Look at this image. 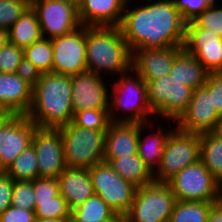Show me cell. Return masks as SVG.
I'll list each match as a JSON object with an SVG mask.
<instances>
[{"label": "cell", "instance_id": "5", "mask_svg": "<svg viewBox=\"0 0 222 222\" xmlns=\"http://www.w3.org/2000/svg\"><path fill=\"white\" fill-rule=\"evenodd\" d=\"M67 167L89 169L104 161L107 130L80 128L72 122L58 128Z\"/></svg>", "mask_w": 222, "mask_h": 222}, {"label": "cell", "instance_id": "23", "mask_svg": "<svg viewBox=\"0 0 222 222\" xmlns=\"http://www.w3.org/2000/svg\"><path fill=\"white\" fill-rule=\"evenodd\" d=\"M57 180L60 194L71 210L95 194L88 169L66 167Z\"/></svg>", "mask_w": 222, "mask_h": 222}, {"label": "cell", "instance_id": "7", "mask_svg": "<svg viewBox=\"0 0 222 222\" xmlns=\"http://www.w3.org/2000/svg\"><path fill=\"white\" fill-rule=\"evenodd\" d=\"M146 83L147 101L156 118L177 121L190 104L194 89L165 75Z\"/></svg>", "mask_w": 222, "mask_h": 222}, {"label": "cell", "instance_id": "32", "mask_svg": "<svg viewBox=\"0 0 222 222\" xmlns=\"http://www.w3.org/2000/svg\"><path fill=\"white\" fill-rule=\"evenodd\" d=\"M72 123L80 128L107 130L110 123L109 110L86 109L73 115Z\"/></svg>", "mask_w": 222, "mask_h": 222}, {"label": "cell", "instance_id": "40", "mask_svg": "<svg viewBox=\"0 0 222 222\" xmlns=\"http://www.w3.org/2000/svg\"><path fill=\"white\" fill-rule=\"evenodd\" d=\"M204 87L212 94L213 107L222 115V72L210 73Z\"/></svg>", "mask_w": 222, "mask_h": 222}, {"label": "cell", "instance_id": "36", "mask_svg": "<svg viewBox=\"0 0 222 222\" xmlns=\"http://www.w3.org/2000/svg\"><path fill=\"white\" fill-rule=\"evenodd\" d=\"M34 195L33 181H14L11 206L19 209L35 210Z\"/></svg>", "mask_w": 222, "mask_h": 222}, {"label": "cell", "instance_id": "8", "mask_svg": "<svg viewBox=\"0 0 222 222\" xmlns=\"http://www.w3.org/2000/svg\"><path fill=\"white\" fill-rule=\"evenodd\" d=\"M200 137L177 127L169 134L161 162L153 173L154 181L167 183L183 168L199 160Z\"/></svg>", "mask_w": 222, "mask_h": 222}, {"label": "cell", "instance_id": "33", "mask_svg": "<svg viewBox=\"0 0 222 222\" xmlns=\"http://www.w3.org/2000/svg\"><path fill=\"white\" fill-rule=\"evenodd\" d=\"M21 71H26L23 49L8 41L0 49V73L15 74Z\"/></svg>", "mask_w": 222, "mask_h": 222}, {"label": "cell", "instance_id": "18", "mask_svg": "<svg viewBox=\"0 0 222 222\" xmlns=\"http://www.w3.org/2000/svg\"><path fill=\"white\" fill-rule=\"evenodd\" d=\"M34 76L27 71L0 73V105L12 115H27L32 103Z\"/></svg>", "mask_w": 222, "mask_h": 222}, {"label": "cell", "instance_id": "1", "mask_svg": "<svg viewBox=\"0 0 222 222\" xmlns=\"http://www.w3.org/2000/svg\"><path fill=\"white\" fill-rule=\"evenodd\" d=\"M150 1L138 6L126 2L119 28L130 51L184 46L186 22L173 0Z\"/></svg>", "mask_w": 222, "mask_h": 222}, {"label": "cell", "instance_id": "3", "mask_svg": "<svg viewBox=\"0 0 222 222\" xmlns=\"http://www.w3.org/2000/svg\"><path fill=\"white\" fill-rule=\"evenodd\" d=\"M131 61L132 52L119 27L86 26L87 71L116 78L131 69Z\"/></svg>", "mask_w": 222, "mask_h": 222}, {"label": "cell", "instance_id": "15", "mask_svg": "<svg viewBox=\"0 0 222 222\" xmlns=\"http://www.w3.org/2000/svg\"><path fill=\"white\" fill-rule=\"evenodd\" d=\"M105 78L89 71L71 76L74 113L86 109L109 110L110 84H106Z\"/></svg>", "mask_w": 222, "mask_h": 222}, {"label": "cell", "instance_id": "49", "mask_svg": "<svg viewBox=\"0 0 222 222\" xmlns=\"http://www.w3.org/2000/svg\"><path fill=\"white\" fill-rule=\"evenodd\" d=\"M209 6L212 4H217L219 3L217 0H204Z\"/></svg>", "mask_w": 222, "mask_h": 222}, {"label": "cell", "instance_id": "46", "mask_svg": "<svg viewBox=\"0 0 222 222\" xmlns=\"http://www.w3.org/2000/svg\"><path fill=\"white\" fill-rule=\"evenodd\" d=\"M214 132L222 137V115L219 116Z\"/></svg>", "mask_w": 222, "mask_h": 222}, {"label": "cell", "instance_id": "51", "mask_svg": "<svg viewBox=\"0 0 222 222\" xmlns=\"http://www.w3.org/2000/svg\"><path fill=\"white\" fill-rule=\"evenodd\" d=\"M0 113H10V112H8L7 110H4L0 105Z\"/></svg>", "mask_w": 222, "mask_h": 222}, {"label": "cell", "instance_id": "16", "mask_svg": "<svg viewBox=\"0 0 222 222\" xmlns=\"http://www.w3.org/2000/svg\"><path fill=\"white\" fill-rule=\"evenodd\" d=\"M219 116L213 107L212 94L204 86L198 87L186 111L176 121V127L187 133L214 131Z\"/></svg>", "mask_w": 222, "mask_h": 222}, {"label": "cell", "instance_id": "6", "mask_svg": "<svg viewBox=\"0 0 222 222\" xmlns=\"http://www.w3.org/2000/svg\"><path fill=\"white\" fill-rule=\"evenodd\" d=\"M175 202L168 183L153 181L137 187L123 222H169Z\"/></svg>", "mask_w": 222, "mask_h": 222}, {"label": "cell", "instance_id": "26", "mask_svg": "<svg viewBox=\"0 0 222 222\" xmlns=\"http://www.w3.org/2000/svg\"><path fill=\"white\" fill-rule=\"evenodd\" d=\"M104 162L109 163L114 171L137 187H142L154 181L153 173L138 154L104 160Z\"/></svg>", "mask_w": 222, "mask_h": 222}, {"label": "cell", "instance_id": "2", "mask_svg": "<svg viewBox=\"0 0 222 222\" xmlns=\"http://www.w3.org/2000/svg\"><path fill=\"white\" fill-rule=\"evenodd\" d=\"M71 76L53 72L33 78L32 103L27 117L37 127L58 129L72 122Z\"/></svg>", "mask_w": 222, "mask_h": 222}, {"label": "cell", "instance_id": "48", "mask_svg": "<svg viewBox=\"0 0 222 222\" xmlns=\"http://www.w3.org/2000/svg\"><path fill=\"white\" fill-rule=\"evenodd\" d=\"M98 222H123V219H104Z\"/></svg>", "mask_w": 222, "mask_h": 222}, {"label": "cell", "instance_id": "52", "mask_svg": "<svg viewBox=\"0 0 222 222\" xmlns=\"http://www.w3.org/2000/svg\"><path fill=\"white\" fill-rule=\"evenodd\" d=\"M71 1H74L75 3H79L81 0H71Z\"/></svg>", "mask_w": 222, "mask_h": 222}, {"label": "cell", "instance_id": "13", "mask_svg": "<svg viewBox=\"0 0 222 222\" xmlns=\"http://www.w3.org/2000/svg\"><path fill=\"white\" fill-rule=\"evenodd\" d=\"M37 125L27 115H11L0 127V170L6 171L32 145Z\"/></svg>", "mask_w": 222, "mask_h": 222}, {"label": "cell", "instance_id": "22", "mask_svg": "<svg viewBox=\"0 0 222 222\" xmlns=\"http://www.w3.org/2000/svg\"><path fill=\"white\" fill-rule=\"evenodd\" d=\"M152 122L154 123V121L139 123L138 155L142 159L144 164L151 170V172L154 173L160 165L167 138L169 134L176 128V122L172 120H170L169 122L168 120L167 123L166 121V124L170 126L168 128H162L163 126H160V122L158 126H153ZM171 122L174 124L175 127H173ZM147 127L150 130L153 127L159 128L155 131L151 130L149 134L148 132L146 134H143Z\"/></svg>", "mask_w": 222, "mask_h": 222}, {"label": "cell", "instance_id": "43", "mask_svg": "<svg viewBox=\"0 0 222 222\" xmlns=\"http://www.w3.org/2000/svg\"><path fill=\"white\" fill-rule=\"evenodd\" d=\"M207 222H222V200L211 205Z\"/></svg>", "mask_w": 222, "mask_h": 222}, {"label": "cell", "instance_id": "42", "mask_svg": "<svg viewBox=\"0 0 222 222\" xmlns=\"http://www.w3.org/2000/svg\"><path fill=\"white\" fill-rule=\"evenodd\" d=\"M34 210L19 209L13 206L8 207L1 215L0 222H35Z\"/></svg>", "mask_w": 222, "mask_h": 222}, {"label": "cell", "instance_id": "28", "mask_svg": "<svg viewBox=\"0 0 222 222\" xmlns=\"http://www.w3.org/2000/svg\"><path fill=\"white\" fill-rule=\"evenodd\" d=\"M25 70L33 76L52 72L53 46L51 39L41 38L23 49Z\"/></svg>", "mask_w": 222, "mask_h": 222}, {"label": "cell", "instance_id": "30", "mask_svg": "<svg viewBox=\"0 0 222 222\" xmlns=\"http://www.w3.org/2000/svg\"><path fill=\"white\" fill-rule=\"evenodd\" d=\"M5 172L15 181H33L39 178L37 155L33 145L21 152Z\"/></svg>", "mask_w": 222, "mask_h": 222}, {"label": "cell", "instance_id": "50", "mask_svg": "<svg viewBox=\"0 0 222 222\" xmlns=\"http://www.w3.org/2000/svg\"><path fill=\"white\" fill-rule=\"evenodd\" d=\"M30 6H32L35 2L40 0H25Z\"/></svg>", "mask_w": 222, "mask_h": 222}, {"label": "cell", "instance_id": "29", "mask_svg": "<svg viewBox=\"0 0 222 222\" xmlns=\"http://www.w3.org/2000/svg\"><path fill=\"white\" fill-rule=\"evenodd\" d=\"M104 219L123 217L115 213L99 195L94 194L71 211L70 222H98Z\"/></svg>", "mask_w": 222, "mask_h": 222}, {"label": "cell", "instance_id": "45", "mask_svg": "<svg viewBox=\"0 0 222 222\" xmlns=\"http://www.w3.org/2000/svg\"><path fill=\"white\" fill-rule=\"evenodd\" d=\"M35 222H70V218H36Z\"/></svg>", "mask_w": 222, "mask_h": 222}, {"label": "cell", "instance_id": "20", "mask_svg": "<svg viewBox=\"0 0 222 222\" xmlns=\"http://www.w3.org/2000/svg\"><path fill=\"white\" fill-rule=\"evenodd\" d=\"M127 0H81L80 23L84 26L119 27Z\"/></svg>", "mask_w": 222, "mask_h": 222}, {"label": "cell", "instance_id": "35", "mask_svg": "<svg viewBox=\"0 0 222 222\" xmlns=\"http://www.w3.org/2000/svg\"><path fill=\"white\" fill-rule=\"evenodd\" d=\"M192 22L201 29L222 37V5L212 4L199 14Z\"/></svg>", "mask_w": 222, "mask_h": 222}, {"label": "cell", "instance_id": "19", "mask_svg": "<svg viewBox=\"0 0 222 222\" xmlns=\"http://www.w3.org/2000/svg\"><path fill=\"white\" fill-rule=\"evenodd\" d=\"M184 46L166 48H141L132 51L131 68L144 81L170 75L176 56Z\"/></svg>", "mask_w": 222, "mask_h": 222}, {"label": "cell", "instance_id": "9", "mask_svg": "<svg viewBox=\"0 0 222 222\" xmlns=\"http://www.w3.org/2000/svg\"><path fill=\"white\" fill-rule=\"evenodd\" d=\"M176 201L218 202L221 185L200 160L183 168L167 182Z\"/></svg>", "mask_w": 222, "mask_h": 222}, {"label": "cell", "instance_id": "24", "mask_svg": "<svg viewBox=\"0 0 222 222\" xmlns=\"http://www.w3.org/2000/svg\"><path fill=\"white\" fill-rule=\"evenodd\" d=\"M210 72L185 48L176 56L170 75L181 84L196 89L204 86Z\"/></svg>", "mask_w": 222, "mask_h": 222}, {"label": "cell", "instance_id": "4", "mask_svg": "<svg viewBox=\"0 0 222 222\" xmlns=\"http://www.w3.org/2000/svg\"><path fill=\"white\" fill-rule=\"evenodd\" d=\"M117 79L115 81L114 78L110 79L112 80L109 99L110 121L146 123L156 120L158 122L148 104L146 83L141 76L131 68L125 74L117 76Z\"/></svg>", "mask_w": 222, "mask_h": 222}, {"label": "cell", "instance_id": "17", "mask_svg": "<svg viewBox=\"0 0 222 222\" xmlns=\"http://www.w3.org/2000/svg\"><path fill=\"white\" fill-rule=\"evenodd\" d=\"M184 48L198 59L210 73L222 72V37L186 23Z\"/></svg>", "mask_w": 222, "mask_h": 222}, {"label": "cell", "instance_id": "34", "mask_svg": "<svg viewBox=\"0 0 222 222\" xmlns=\"http://www.w3.org/2000/svg\"><path fill=\"white\" fill-rule=\"evenodd\" d=\"M36 218H71V209L61 194L46 201H35Z\"/></svg>", "mask_w": 222, "mask_h": 222}, {"label": "cell", "instance_id": "39", "mask_svg": "<svg viewBox=\"0 0 222 222\" xmlns=\"http://www.w3.org/2000/svg\"><path fill=\"white\" fill-rule=\"evenodd\" d=\"M173 2L186 23L191 22L209 6L204 0H173Z\"/></svg>", "mask_w": 222, "mask_h": 222}, {"label": "cell", "instance_id": "41", "mask_svg": "<svg viewBox=\"0 0 222 222\" xmlns=\"http://www.w3.org/2000/svg\"><path fill=\"white\" fill-rule=\"evenodd\" d=\"M14 181L5 171L0 172V215L11 206Z\"/></svg>", "mask_w": 222, "mask_h": 222}, {"label": "cell", "instance_id": "12", "mask_svg": "<svg viewBox=\"0 0 222 222\" xmlns=\"http://www.w3.org/2000/svg\"><path fill=\"white\" fill-rule=\"evenodd\" d=\"M53 46L52 72L62 75H75L87 71L86 26L51 39Z\"/></svg>", "mask_w": 222, "mask_h": 222}, {"label": "cell", "instance_id": "37", "mask_svg": "<svg viewBox=\"0 0 222 222\" xmlns=\"http://www.w3.org/2000/svg\"><path fill=\"white\" fill-rule=\"evenodd\" d=\"M29 7L25 0H0V28L8 30Z\"/></svg>", "mask_w": 222, "mask_h": 222}, {"label": "cell", "instance_id": "31", "mask_svg": "<svg viewBox=\"0 0 222 222\" xmlns=\"http://www.w3.org/2000/svg\"><path fill=\"white\" fill-rule=\"evenodd\" d=\"M213 203L176 201L169 222H207Z\"/></svg>", "mask_w": 222, "mask_h": 222}, {"label": "cell", "instance_id": "38", "mask_svg": "<svg viewBox=\"0 0 222 222\" xmlns=\"http://www.w3.org/2000/svg\"><path fill=\"white\" fill-rule=\"evenodd\" d=\"M35 201H46L60 194L59 183L56 178H36L33 180Z\"/></svg>", "mask_w": 222, "mask_h": 222}, {"label": "cell", "instance_id": "10", "mask_svg": "<svg viewBox=\"0 0 222 222\" xmlns=\"http://www.w3.org/2000/svg\"><path fill=\"white\" fill-rule=\"evenodd\" d=\"M88 170L94 193L99 195L115 213L124 217L130 210L137 186L125 180L104 161Z\"/></svg>", "mask_w": 222, "mask_h": 222}, {"label": "cell", "instance_id": "27", "mask_svg": "<svg viewBox=\"0 0 222 222\" xmlns=\"http://www.w3.org/2000/svg\"><path fill=\"white\" fill-rule=\"evenodd\" d=\"M200 137L199 160L222 185V137L214 131L203 132Z\"/></svg>", "mask_w": 222, "mask_h": 222}, {"label": "cell", "instance_id": "44", "mask_svg": "<svg viewBox=\"0 0 222 222\" xmlns=\"http://www.w3.org/2000/svg\"><path fill=\"white\" fill-rule=\"evenodd\" d=\"M9 41L8 30L0 28V49L5 46Z\"/></svg>", "mask_w": 222, "mask_h": 222}, {"label": "cell", "instance_id": "14", "mask_svg": "<svg viewBox=\"0 0 222 222\" xmlns=\"http://www.w3.org/2000/svg\"><path fill=\"white\" fill-rule=\"evenodd\" d=\"M40 178H58L67 167L59 129L37 127L32 139Z\"/></svg>", "mask_w": 222, "mask_h": 222}, {"label": "cell", "instance_id": "21", "mask_svg": "<svg viewBox=\"0 0 222 222\" xmlns=\"http://www.w3.org/2000/svg\"><path fill=\"white\" fill-rule=\"evenodd\" d=\"M139 123L110 121L104 144V160L138 154Z\"/></svg>", "mask_w": 222, "mask_h": 222}, {"label": "cell", "instance_id": "47", "mask_svg": "<svg viewBox=\"0 0 222 222\" xmlns=\"http://www.w3.org/2000/svg\"><path fill=\"white\" fill-rule=\"evenodd\" d=\"M11 115V113H0V127Z\"/></svg>", "mask_w": 222, "mask_h": 222}, {"label": "cell", "instance_id": "11", "mask_svg": "<svg viewBox=\"0 0 222 222\" xmlns=\"http://www.w3.org/2000/svg\"><path fill=\"white\" fill-rule=\"evenodd\" d=\"M31 7L37 14L43 38L66 35L82 26L74 1L40 0Z\"/></svg>", "mask_w": 222, "mask_h": 222}, {"label": "cell", "instance_id": "25", "mask_svg": "<svg viewBox=\"0 0 222 222\" xmlns=\"http://www.w3.org/2000/svg\"><path fill=\"white\" fill-rule=\"evenodd\" d=\"M9 42L24 49L42 38L36 12L30 6L8 29Z\"/></svg>", "mask_w": 222, "mask_h": 222}]
</instances>
